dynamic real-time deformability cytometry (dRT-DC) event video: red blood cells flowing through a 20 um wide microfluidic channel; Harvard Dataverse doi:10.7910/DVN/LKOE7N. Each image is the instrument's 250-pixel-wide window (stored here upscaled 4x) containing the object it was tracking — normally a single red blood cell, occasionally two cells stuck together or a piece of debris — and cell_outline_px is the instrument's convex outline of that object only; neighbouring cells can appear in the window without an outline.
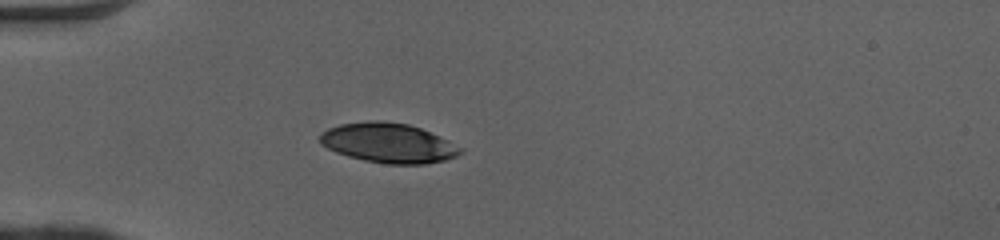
{"species": "human", "species_latin": "Homo sapiens", "temperature_condition": "cold", "stored_images_in_passage": 36, "camera_frame_rate_fps": 3000, "um_per_image_px": 0.085, "donor": {"sex": "female"}, "frame": {"image": 1, "passage_image": 1, "time_ms": 0.0, "image_size_px": [1000, 240], "cell_outline_px": [[464, 152], [456, 156], [444, 160], [424, 164], [388, 164], [364, 160], [348, 156], [336, 152], [320, 144], [320, 136], [328, 128], [340, 124], [368, 120], [380, 120], [408, 124], [420, 128], [464, 148]], "centroid_in_image_um": [33.02, 12.15], "position_along_channel_um": 52.0, "area_um2": 32.37}}
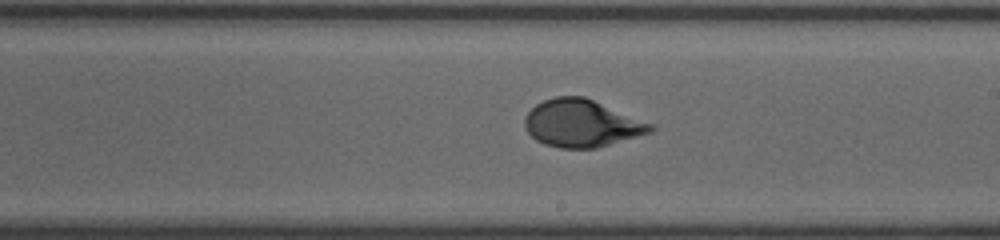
{"frame": {"image": 2, "passage_image": 16, "time_ms": 5.0, "image_size_px": [1000, 240], "cell_outline_px": [[656, 128], [652, 132], [596, 148], [560, 148], [544, 144], [536, 140], [528, 132], [524, 124], [524, 116], [536, 104], [544, 100], [556, 96], [584, 96], [656, 124]], "centroid_in_image_um": [49.48, 10.48], "position_along_channel_um": 239.5, "area_um2": 34.97}}
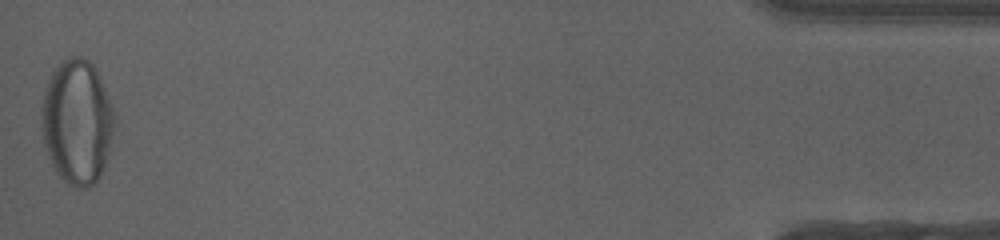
{"frame": {"image": 3, "passage_image": 36, "time_ms": 11.667, "image_size_px": [1000, 240], "cell_outline_px": [[116, 120], [108, 152], [100, 176], [88, 188], [76, 188], [68, 184], [56, 172], [48, 156], [44, 144], [40, 112], [40, 108], [44, 88], [52, 72], [60, 60], [68, 56], [80, 56], [88, 60], [96, 68], [100, 76], [116, 116]], "centroid_in_image_um": [6.53, 10.32], "position_along_channel_um": 428.7, "area_um2": 53.41}, "authors_computed_cell_mechanics": {"area_um2": 34.969, "velocity_mm_per_s": 4.068, "shape_relaxation_time_tau1_ms": 4.7776, "shape_relaxation_time_tau2_ms": null, "deformation_change_tau1": 0.1608, "deformation_change_tau2": null}}